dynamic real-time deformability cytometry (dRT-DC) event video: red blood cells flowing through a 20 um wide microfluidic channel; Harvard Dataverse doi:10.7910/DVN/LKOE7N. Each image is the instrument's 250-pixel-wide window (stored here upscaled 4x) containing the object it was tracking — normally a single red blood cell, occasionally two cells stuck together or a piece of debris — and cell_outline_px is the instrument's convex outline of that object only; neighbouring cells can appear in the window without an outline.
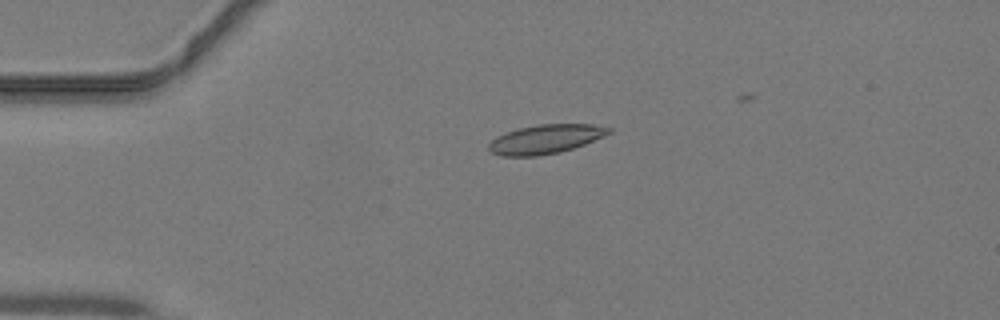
{"species": "common noctule bat (a hibernating species)", "species_latin": "Nyctalus noctula", "temperature_condition": "warm", "stored_images_in_passage": 26, "camera_frame_rate_fps": 3000, "um_per_image_px": 0.085, "animal": {"sex": "male", "body_mass_g": 19.2, "forearm_length_mm": 51.8}, "frame": {"image": 1, "passage_image": 1, "time_ms": 0.0, "image_size_px": [1000, 320], "cell_outline_px": [[612, 132], [604, 136], [584, 144], [560, 152], [536, 156], [500, 156], [488, 152], [488, 144], [496, 136], [520, 128], [540, 124], [592, 124], [612, 128]], "centroid_in_image_um": [46.35, 11.83], "position_along_channel_um": 38.7, "area_um2": 20.29}}
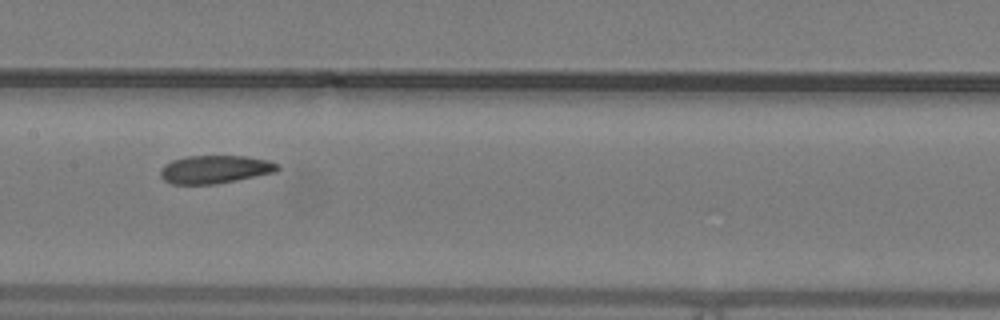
{"frame": {"image": 2, "passage_image": 13, "time_ms": 4.0, "image_size_px": [1000, 320], "cell_outline_px": [[280, 168], [276, 172], [216, 184], [172, 184], [164, 180], [160, 176], [160, 168], [164, 164], [172, 160], [188, 156], [244, 156], [268, 160], [280, 164]], "centroid_in_image_um": [18.27, 14.39], "position_along_channel_um": 189.1, "area_um2": 19.25}}
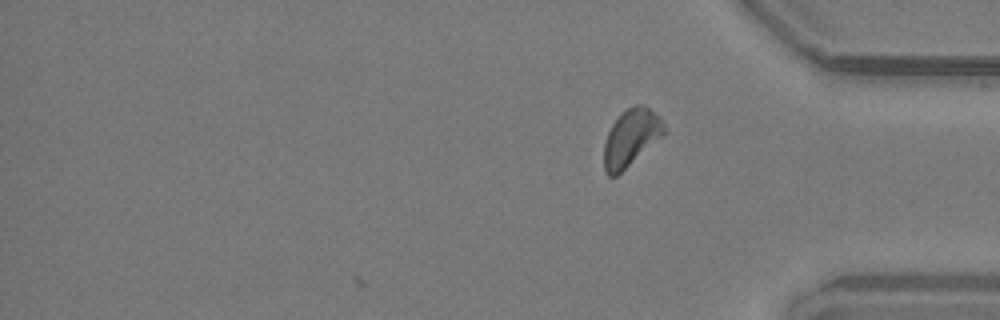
{"frame": {"image": 3, "passage_image": 26, "time_ms": 8.333, "image_size_px": [1000, 320], "cell_outline_px": [[668, 132], [664, 136], [616, 176], [608, 176], [604, 172], [604, 144], [608, 132], [612, 124], [620, 112], [636, 104], [644, 104], [660, 116]], "centroid_in_image_um": [53.66, 11.68], "position_along_channel_um": 381.5, "area_um2": 20.29}}